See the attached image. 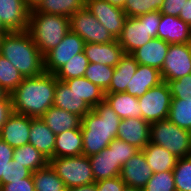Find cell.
I'll return each mask as SVG.
<instances>
[{"label":"cell","mask_w":191,"mask_h":191,"mask_svg":"<svg viewBox=\"0 0 191 191\" xmlns=\"http://www.w3.org/2000/svg\"><path fill=\"white\" fill-rule=\"evenodd\" d=\"M153 171L147 164L146 158L142 150L134 154L123 166L120 172V178L125 182L126 186L143 189L149 179L152 177Z\"/></svg>","instance_id":"obj_14"},{"label":"cell","mask_w":191,"mask_h":191,"mask_svg":"<svg viewBox=\"0 0 191 191\" xmlns=\"http://www.w3.org/2000/svg\"><path fill=\"white\" fill-rule=\"evenodd\" d=\"M8 93L0 86V100L4 99Z\"/></svg>","instance_id":"obj_53"},{"label":"cell","mask_w":191,"mask_h":191,"mask_svg":"<svg viewBox=\"0 0 191 191\" xmlns=\"http://www.w3.org/2000/svg\"><path fill=\"white\" fill-rule=\"evenodd\" d=\"M26 31L44 56L70 31V18L43 12H30Z\"/></svg>","instance_id":"obj_4"},{"label":"cell","mask_w":191,"mask_h":191,"mask_svg":"<svg viewBox=\"0 0 191 191\" xmlns=\"http://www.w3.org/2000/svg\"><path fill=\"white\" fill-rule=\"evenodd\" d=\"M142 151L153 173L172 171L178 161L169 150L152 142H149Z\"/></svg>","instance_id":"obj_28"},{"label":"cell","mask_w":191,"mask_h":191,"mask_svg":"<svg viewBox=\"0 0 191 191\" xmlns=\"http://www.w3.org/2000/svg\"><path fill=\"white\" fill-rule=\"evenodd\" d=\"M85 42L71 30L62 41L44 55V71L55 74L76 54L84 51Z\"/></svg>","instance_id":"obj_10"},{"label":"cell","mask_w":191,"mask_h":191,"mask_svg":"<svg viewBox=\"0 0 191 191\" xmlns=\"http://www.w3.org/2000/svg\"><path fill=\"white\" fill-rule=\"evenodd\" d=\"M13 160L28 168L32 173L49 164V159L29 143L14 148Z\"/></svg>","instance_id":"obj_30"},{"label":"cell","mask_w":191,"mask_h":191,"mask_svg":"<svg viewBox=\"0 0 191 191\" xmlns=\"http://www.w3.org/2000/svg\"><path fill=\"white\" fill-rule=\"evenodd\" d=\"M164 0H125L123 10L127 17H138L149 12L159 11Z\"/></svg>","instance_id":"obj_38"},{"label":"cell","mask_w":191,"mask_h":191,"mask_svg":"<svg viewBox=\"0 0 191 191\" xmlns=\"http://www.w3.org/2000/svg\"><path fill=\"white\" fill-rule=\"evenodd\" d=\"M150 125L142 118L122 119L118 126L117 139L142 150L150 142Z\"/></svg>","instance_id":"obj_16"},{"label":"cell","mask_w":191,"mask_h":191,"mask_svg":"<svg viewBox=\"0 0 191 191\" xmlns=\"http://www.w3.org/2000/svg\"><path fill=\"white\" fill-rule=\"evenodd\" d=\"M88 63V59L84 52L76 54L55 73V76L61 81L83 77Z\"/></svg>","instance_id":"obj_35"},{"label":"cell","mask_w":191,"mask_h":191,"mask_svg":"<svg viewBox=\"0 0 191 191\" xmlns=\"http://www.w3.org/2000/svg\"><path fill=\"white\" fill-rule=\"evenodd\" d=\"M0 31H8L2 24L1 20H0Z\"/></svg>","instance_id":"obj_55"},{"label":"cell","mask_w":191,"mask_h":191,"mask_svg":"<svg viewBox=\"0 0 191 191\" xmlns=\"http://www.w3.org/2000/svg\"><path fill=\"white\" fill-rule=\"evenodd\" d=\"M150 142L169 150L177 158L191 156V132L169 119L151 123Z\"/></svg>","instance_id":"obj_6"},{"label":"cell","mask_w":191,"mask_h":191,"mask_svg":"<svg viewBox=\"0 0 191 191\" xmlns=\"http://www.w3.org/2000/svg\"><path fill=\"white\" fill-rule=\"evenodd\" d=\"M110 4L123 8L125 0H106Z\"/></svg>","instance_id":"obj_51"},{"label":"cell","mask_w":191,"mask_h":191,"mask_svg":"<svg viewBox=\"0 0 191 191\" xmlns=\"http://www.w3.org/2000/svg\"><path fill=\"white\" fill-rule=\"evenodd\" d=\"M42 0H24L26 7L32 11L35 10Z\"/></svg>","instance_id":"obj_50"},{"label":"cell","mask_w":191,"mask_h":191,"mask_svg":"<svg viewBox=\"0 0 191 191\" xmlns=\"http://www.w3.org/2000/svg\"><path fill=\"white\" fill-rule=\"evenodd\" d=\"M9 31H0V46H1V41H2V38L3 36L8 33Z\"/></svg>","instance_id":"obj_54"},{"label":"cell","mask_w":191,"mask_h":191,"mask_svg":"<svg viewBox=\"0 0 191 191\" xmlns=\"http://www.w3.org/2000/svg\"><path fill=\"white\" fill-rule=\"evenodd\" d=\"M114 71L115 67L98 63H88L84 77L93 84L98 85L105 92L110 87Z\"/></svg>","instance_id":"obj_34"},{"label":"cell","mask_w":191,"mask_h":191,"mask_svg":"<svg viewBox=\"0 0 191 191\" xmlns=\"http://www.w3.org/2000/svg\"><path fill=\"white\" fill-rule=\"evenodd\" d=\"M160 20L159 11L149 12L138 17H127L122 33L117 39L124 53L131 54L152 38H156Z\"/></svg>","instance_id":"obj_5"},{"label":"cell","mask_w":191,"mask_h":191,"mask_svg":"<svg viewBox=\"0 0 191 191\" xmlns=\"http://www.w3.org/2000/svg\"><path fill=\"white\" fill-rule=\"evenodd\" d=\"M85 7L115 39L120 37L127 18L121 7L106 0H85Z\"/></svg>","instance_id":"obj_12"},{"label":"cell","mask_w":191,"mask_h":191,"mask_svg":"<svg viewBox=\"0 0 191 191\" xmlns=\"http://www.w3.org/2000/svg\"><path fill=\"white\" fill-rule=\"evenodd\" d=\"M69 89L80 97L91 109L104 101L105 92L91 81L83 77L64 80Z\"/></svg>","instance_id":"obj_29"},{"label":"cell","mask_w":191,"mask_h":191,"mask_svg":"<svg viewBox=\"0 0 191 191\" xmlns=\"http://www.w3.org/2000/svg\"><path fill=\"white\" fill-rule=\"evenodd\" d=\"M187 0H164L159 12L161 14L179 17Z\"/></svg>","instance_id":"obj_46"},{"label":"cell","mask_w":191,"mask_h":191,"mask_svg":"<svg viewBox=\"0 0 191 191\" xmlns=\"http://www.w3.org/2000/svg\"><path fill=\"white\" fill-rule=\"evenodd\" d=\"M171 98L169 86L165 81L150 88L143 96L138 98L142 119L150 124L168 119Z\"/></svg>","instance_id":"obj_8"},{"label":"cell","mask_w":191,"mask_h":191,"mask_svg":"<svg viewBox=\"0 0 191 191\" xmlns=\"http://www.w3.org/2000/svg\"><path fill=\"white\" fill-rule=\"evenodd\" d=\"M30 117L13 112L2 126L0 138L12 148L29 143Z\"/></svg>","instance_id":"obj_17"},{"label":"cell","mask_w":191,"mask_h":191,"mask_svg":"<svg viewBox=\"0 0 191 191\" xmlns=\"http://www.w3.org/2000/svg\"><path fill=\"white\" fill-rule=\"evenodd\" d=\"M167 84L172 98L187 99L191 96V74L176 80H170Z\"/></svg>","instance_id":"obj_40"},{"label":"cell","mask_w":191,"mask_h":191,"mask_svg":"<svg viewBox=\"0 0 191 191\" xmlns=\"http://www.w3.org/2000/svg\"><path fill=\"white\" fill-rule=\"evenodd\" d=\"M12 113V101L10 95L8 94L4 99L0 100V131Z\"/></svg>","instance_id":"obj_47"},{"label":"cell","mask_w":191,"mask_h":191,"mask_svg":"<svg viewBox=\"0 0 191 191\" xmlns=\"http://www.w3.org/2000/svg\"><path fill=\"white\" fill-rule=\"evenodd\" d=\"M49 164L64 181L67 188H74L95 182L88 156L51 158Z\"/></svg>","instance_id":"obj_7"},{"label":"cell","mask_w":191,"mask_h":191,"mask_svg":"<svg viewBox=\"0 0 191 191\" xmlns=\"http://www.w3.org/2000/svg\"><path fill=\"white\" fill-rule=\"evenodd\" d=\"M168 119L178 127L191 132V96L187 99L171 98Z\"/></svg>","instance_id":"obj_33"},{"label":"cell","mask_w":191,"mask_h":191,"mask_svg":"<svg viewBox=\"0 0 191 191\" xmlns=\"http://www.w3.org/2000/svg\"><path fill=\"white\" fill-rule=\"evenodd\" d=\"M0 55L8 59L23 78L45 72L44 56L27 31L6 33L1 41Z\"/></svg>","instance_id":"obj_3"},{"label":"cell","mask_w":191,"mask_h":191,"mask_svg":"<svg viewBox=\"0 0 191 191\" xmlns=\"http://www.w3.org/2000/svg\"><path fill=\"white\" fill-rule=\"evenodd\" d=\"M161 82H163V79L160 70L139 64L125 92L139 98L150 88L157 86Z\"/></svg>","instance_id":"obj_22"},{"label":"cell","mask_w":191,"mask_h":191,"mask_svg":"<svg viewBox=\"0 0 191 191\" xmlns=\"http://www.w3.org/2000/svg\"><path fill=\"white\" fill-rule=\"evenodd\" d=\"M83 52L89 63L111 67H115L125 54L117 39L105 44L85 43Z\"/></svg>","instance_id":"obj_19"},{"label":"cell","mask_w":191,"mask_h":191,"mask_svg":"<svg viewBox=\"0 0 191 191\" xmlns=\"http://www.w3.org/2000/svg\"><path fill=\"white\" fill-rule=\"evenodd\" d=\"M138 63L131 54H124L119 63L115 66V71L110 82V87L105 93L125 92L127 85L134 76Z\"/></svg>","instance_id":"obj_26"},{"label":"cell","mask_w":191,"mask_h":191,"mask_svg":"<svg viewBox=\"0 0 191 191\" xmlns=\"http://www.w3.org/2000/svg\"><path fill=\"white\" fill-rule=\"evenodd\" d=\"M14 148L0 138V180L6 178L8 162L13 160Z\"/></svg>","instance_id":"obj_43"},{"label":"cell","mask_w":191,"mask_h":191,"mask_svg":"<svg viewBox=\"0 0 191 191\" xmlns=\"http://www.w3.org/2000/svg\"><path fill=\"white\" fill-rule=\"evenodd\" d=\"M67 191H97L96 182L74 188H67Z\"/></svg>","instance_id":"obj_49"},{"label":"cell","mask_w":191,"mask_h":191,"mask_svg":"<svg viewBox=\"0 0 191 191\" xmlns=\"http://www.w3.org/2000/svg\"><path fill=\"white\" fill-rule=\"evenodd\" d=\"M139 149L129 143L115 139L116 162L123 166Z\"/></svg>","instance_id":"obj_42"},{"label":"cell","mask_w":191,"mask_h":191,"mask_svg":"<svg viewBox=\"0 0 191 191\" xmlns=\"http://www.w3.org/2000/svg\"><path fill=\"white\" fill-rule=\"evenodd\" d=\"M172 172L176 191H191V156L178 158Z\"/></svg>","instance_id":"obj_37"},{"label":"cell","mask_w":191,"mask_h":191,"mask_svg":"<svg viewBox=\"0 0 191 191\" xmlns=\"http://www.w3.org/2000/svg\"><path fill=\"white\" fill-rule=\"evenodd\" d=\"M104 100L117 113L121 119L130 117L142 118L138 98L126 92L105 93Z\"/></svg>","instance_id":"obj_27"},{"label":"cell","mask_w":191,"mask_h":191,"mask_svg":"<svg viewBox=\"0 0 191 191\" xmlns=\"http://www.w3.org/2000/svg\"><path fill=\"white\" fill-rule=\"evenodd\" d=\"M24 178H32V172L25 166L17 163V161L12 160L11 162H8L6 178H2L0 180V187L3 184H7L12 181H17Z\"/></svg>","instance_id":"obj_41"},{"label":"cell","mask_w":191,"mask_h":191,"mask_svg":"<svg viewBox=\"0 0 191 191\" xmlns=\"http://www.w3.org/2000/svg\"><path fill=\"white\" fill-rule=\"evenodd\" d=\"M122 119L104 100L81 118L83 155L90 156L105 149L117 139L118 126Z\"/></svg>","instance_id":"obj_2"},{"label":"cell","mask_w":191,"mask_h":191,"mask_svg":"<svg viewBox=\"0 0 191 191\" xmlns=\"http://www.w3.org/2000/svg\"><path fill=\"white\" fill-rule=\"evenodd\" d=\"M85 7V0H42L35 10L46 14L68 16Z\"/></svg>","instance_id":"obj_31"},{"label":"cell","mask_w":191,"mask_h":191,"mask_svg":"<svg viewBox=\"0 0 191 191\" xmlns=\"http://www.w3.org/2000/svg\"><path fill=\"white\" fill-rule=\"evenodd\" d=\"M179 18L191 27V0H187L180 12Z\"/></svg>","instance_id":"obj_48"},{"label":"cell","mask_w":191,"mask_h":191,"mask_svg":"<svg viewBox=\"0 0 191 191\" xmlns=\"http://www.w3.org/2000/svg\"><path fill=\"white\" fill-rule=\"evenodd\" d=\"M70 30L85 43L105 44L116 40L86 7L70 17Z\"/></svg>","instance_id":"obj_9"},{"label":"cell","mask_w":191,"mask_h":191,"mask_svg":"<svg viewBox=\"0 0 191 191\" xmlns=\"http://www.w3.org/2000/svg\"><path fill=\"white\" fill-rule=\"evenodd\" d=\"M83 155L81 129H71L56 134L54 158Z\"/></svg>","instance_id":"obj_24"},{"label":"cell","mask_w":191,"mask_h":191,"mask_svg":"<svg viewBox=\"0 0 191 191\" xmlns=\"http://www.w3.org/2000/svg\"><path fill=\"white\" fill-rule=\"evenodd\" d=\"M23 77L19 71L0 55V86L10 94L22 82Z\"/></svg>","instance_id":"obj_36"},{"label":"cell","mask_w":191,"mask_h":191,"mask_svg":"<svg viewBox=\"0 0 191 191\" xmlns=\"http://www.w3.org/2000/svg\"><path fill=\"white\" fill-rule=\"evenodd\" d=\"M157 38L169 44L191 43V27L179 17L161 14Z\"/></svg>","instance_id":"obj_18"},{"label":"cell","mask_w":191,"mask_h":191,"mask_svg":"<svg viewBox=\"0 0 191 191\" xmlns=\"http://www.w3.org/2000/svg\"><path fill=\"white\" fill-rule=\"evenodd\" d=\"M56 135L41 117H30L29 144L44 154L49 160L54 158Z\"/></svg>","instance_id":"obj_21"},{"label":"cell","mask_w":191,"mask_h":191,"mask_svg":"<svg viewBox=\"0 0 191 191\" xmlns=\"http://www.w3.org/2000/svg\"><path fill=\"white\" fill-rule=\"evenodd\" d=\"M32 178L35 191H67L64 181L50 164L33 172Z\"/></svg>","instance_id":"obj_32"},{"label":"cell","mask_w":191,"mask_h":191,"mask_svg":"<svg viewBox=\"0 0 191 191\" xmlns=\"http://www.w3.org/2000/svg\"><path fill=\"white\" fill-rule=\"evenodd\" d=\"M0 191H35L33 178H24L3 184Z\"/></svg>","instance_id":"obj_45"},{"label":"cell","mask_w":191,"mask_h":191,"mask_svg":"<svg viewBox=\"0 0 191 191\" xmlns=\"http://www.w3.org/2000/svg\"><path fill=\"white\" fill-rule=\"evenodd\" d=\"M89 161L95 182L120 176L122 166L119 162H116L115 139L99 153L90 155Z\"/></svg>","instance_id":"obj_15"},{"label":"cell","mask_w":191,"mask_h":191,"mask_svg":"<svg viewBox=\"0 0 191 191\" xmlns=\"http://www.w3.org/2000/svg\"><path fill=\"white\" fill-rule=\"evenodd\" d=\"M56 76L44 72L40 76L23 78L9 95L13 112L28 117H42L53 106Z\"/></svg>","instance_id":"obj_1"},{"label":"cell","mask_w":191,"mask_h":191,"mask_svg":"<svg viewBox=\"0 0 191 191\" xmlns=\"http://www.w3.org/2000/svg\"><path fill=\"white\" fill-rule=\"evenodd\" d=\"M122 191H143V189H139V188H135V187H130V186H126L123 188Z\"/></svg>","instance_id":"obj_52"},{"label":"cell","mask_w":191,"mask_h":191,"mask_svg":"<svg viewBox=\"0 0 191 191\" xmlns=\"http://www.w3.org/2000/svg\"><path fill=\"white\" fill-rule=\"evenodd\" d=\"M29 14L24 0H0V20L9 32L26 31Z\"/></svg>","instance_id":"obj_13"},{"label":"cell","mask_w":191,"mask_h":191,"mask_svg":"<svg viewBox=\"0 0 191 191\" xmlns=\"http://www.w3.org/2000/svg\"><path fill=\"white\" fill-rule=\"evenodd\" d=\"M160 71L165 82L191 74V43L170 44Z\"/></svg>","instance_id":"obj_11"},{"label":"cell","mask_w":191,"mask_h":191,"mask_svg":"<svg viewBox=\"0 0 191 191\" xmlns=\"http://www.w3.org/2000/svg\"><path fill=\"white\" fill-rule=\"evenodd\" d=\"M124 187L125 182L120 176L102 179L96 182L97 191H122Z\"/></svg>","instance_id":"obj_44"},{"label":"cell","mask_w":191,"mask_h":191,"mask_svg":"<svg viewBox=\"0 0 191 191\" xmlns=\"http://www.w3.org/2000/svg\"><path fill=\"white\" fill-rule=\"evenodd\" d=\"M170 44L165 40L152 38L145 45L137 48L131 53L136 62L140 65L151 66L162 69Z\"/></svg>","instance_id":"obj_20"},{"label":"cell","mask_w":191,"mask_h":191,"mask_svg":"<svg viewBox=\"0 0 191 191\" xmlns=\"http://www.w3.org/2000/svg\"><path fill=\"white\" fill-rule=\"evenodd\" d=\"M143 191H176L172 171L153 173Z\"/></svg>","instance_id":"obj_39"},{"label":"cell","mask_w":191,"mask_h":191,"mask_svg":"<svg viewBox=\"0 0 191 191\" xmlns=\"http://www.w3.org/2000/svg\"><path fill=\"white\" fill-rule=\"evenodd\" d=\"M53 106L76 114L82 118L91 108L78 95L71 91L68 85L56 78Z\"/></svg>","instance_id":"obj_23"},{"label":"cell","mask_w":191,"mask_h":191,"mask_svg":"<svg viewBox=\"0 0 191 191\" xmlns=\"http://www.w3.org/2000/svg\"><path fill=\"white\" fill-rule=\"evenodd\" d=\"M41 118L55 135L63 131L78 129L81 125L79 116L56 106L50 107Z\"/></svg>","instance_id":"obj_25"}]
</instances>
